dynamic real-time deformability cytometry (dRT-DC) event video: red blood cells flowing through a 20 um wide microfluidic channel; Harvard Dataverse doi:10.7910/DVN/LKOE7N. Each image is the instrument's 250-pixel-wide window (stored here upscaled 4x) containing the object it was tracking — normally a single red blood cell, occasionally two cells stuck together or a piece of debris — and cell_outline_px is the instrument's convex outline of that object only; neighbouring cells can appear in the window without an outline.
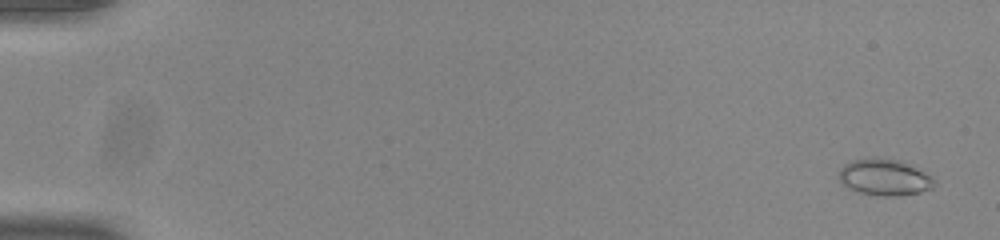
{"species": "common noctule bat (a hibernating species)", "species_latin": "Nyctalus noctula", "temperature_condition": "room temperature", "stored_images_in_passage": 55, "camera_frame_rate_fps": 3000, "um_per_image_px": 0.085, "animal": {"sex": "male", "body_mass_g": 20.0, "forearm_length_mm": 53.3}, "frame": {"image": 1, "passage_image": 3, "time_ms": 0.667, "image_size_px": [1000, 240], "cell_outline_px": [[936, 184], [932, 188], [920, 192], [900, 196], [880, 196], [860, 192], [848, 188], [840, 180], [840, 172], [844, 164], [852, 160], [900, 160], [932, 176], [936, 180]], "centroid_in_image_um": [75.24, 15.11], "position_along_channel_um": 9.8, "area_um2": 19.65}}
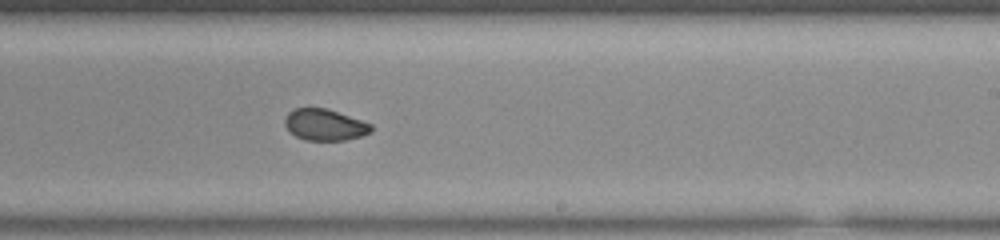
{"frame": {"image": 2, "passage_image": 35, "time_ms": 11.333, "image_size_px": [1000, 240], "cell_outline_px": [[372, 132], [360, 136], [344, 140], [304, 140], [296, 136], [284, 124], [284, 120], [288, 112], [292, 108], [328, 108], [372, 124]], "centroid_in_image_um": [27.6, 10.59], "position_along_channel_um": 261.4, "area_um2": 15.78}}
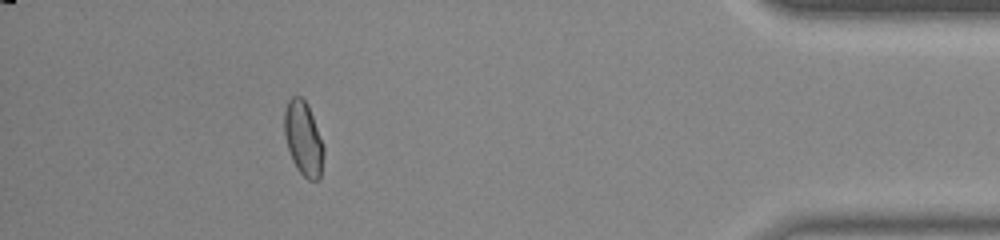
{"frame": {"image": 3, "passage_image": 50, "time_ms": 16.333, "image_size_px": [1000, 240], "cell_outline_px": [[324, 156], [320, 180], [308, 180], [296, 168], [292, 160], [288, 148], [284, 132], [284, 112], [288, 100], [292, 96], [300, 96], [308, 104], [324, 144]], "centroid_in_image_um": [25.8, 11.78], "position_along_channel_um": 409.4, "area_um2": 17.22}, "authors_computed_cell_mechanics": {"area_um2": 17.051, "velocity_mm_per_s": 3.8924, "shape_relaxation_time_tau1_ms": null, "shape_relaxation_time_tau2_ms": 1.1516, "deformation_change_tau1": null, "deformation_change_tau2": 0.0445}}